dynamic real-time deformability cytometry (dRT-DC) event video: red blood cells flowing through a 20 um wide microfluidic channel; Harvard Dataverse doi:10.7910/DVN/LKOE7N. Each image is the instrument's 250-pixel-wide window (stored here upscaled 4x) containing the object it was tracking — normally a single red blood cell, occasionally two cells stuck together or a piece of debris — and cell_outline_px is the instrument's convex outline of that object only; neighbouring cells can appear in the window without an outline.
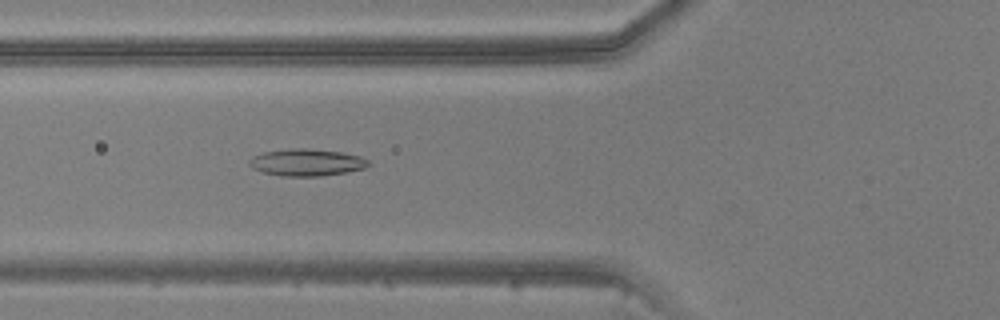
{"species": "common noctule bat (a hibernating species)", "species_latin": "Nyctalus noctula", "temperature_condition": "warm", "stored_images_in_passage": 48, "camera_frame_rate_fps": 3000, "um_per_image_px": 0.085, "animal": {"sex": "male", "body_mass_g": 20.5, "forearm_length_mm": 52.5}, "frame": {"image": 1, "passage_image": 19, "time_ms": 6.0, "image_size_px": [1000, 320], "cell_outline_px": [[368, 164], [364, 168], [348, 172], [320, 176], [280, 176], [264, 172], [252, 168], [248, 164], [248, 160], [252, 156], [264, 152], [292, 148], [308, 148], [340, 152], [360, 156], [368, 160]], "centroid_in_image_um": [26.03, 13.8], "position_along_channel_um": 99.8, "area_um2": 18.73}}
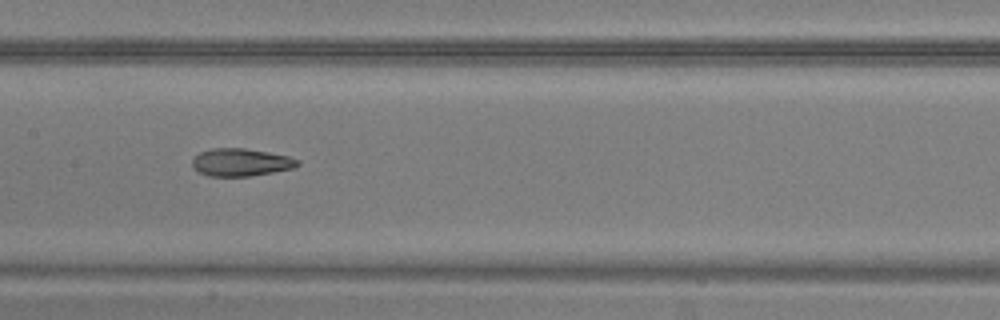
{"frame": {"image": 2, "passage_image": 25, "time_ms": 8.0, "image_size_px": [1000, 320], "cell_outline_px": [[300, 164], [292, 168], [272, 172], [248, 176], [208, 176], [196, 172], [192, 168], [192, 160], [200, 152], [212, 148], [244, 148], [268, 152], [288, 156], [300, 160]], "centroid_in_image_um": [20.43, 13.8], "position_along_channel_um": 187.0, "area_um2": 16.99}}
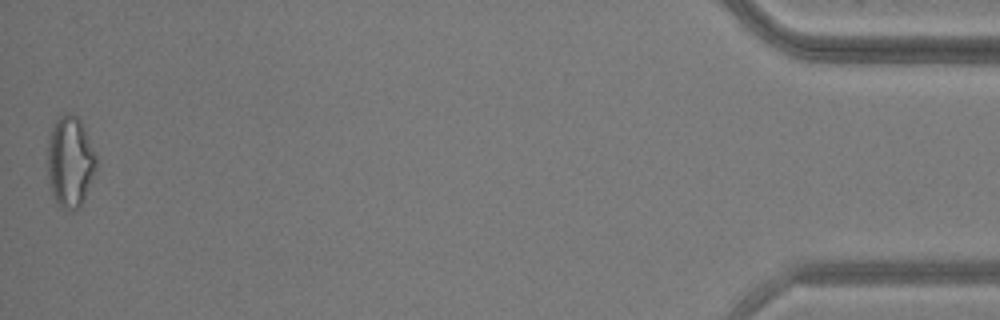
{"frame": {"image": 3, "passage_image": 48, "time_ms": 15.667, "image_size_px": [1000, 320], "cell_outline_px": [[96, 168], [84, 200], [72, 212], [60, 208], [52, 192], [48, 176], [48, 136], [56, 120], [60, 116], [68, 112], [76, 116], [80, 120], [84, 128], [96, 156]], "centroid_in_image_um": [5.95, 13.75], "position_along_channel_um": 429.2, "area_um2": 25.61}}